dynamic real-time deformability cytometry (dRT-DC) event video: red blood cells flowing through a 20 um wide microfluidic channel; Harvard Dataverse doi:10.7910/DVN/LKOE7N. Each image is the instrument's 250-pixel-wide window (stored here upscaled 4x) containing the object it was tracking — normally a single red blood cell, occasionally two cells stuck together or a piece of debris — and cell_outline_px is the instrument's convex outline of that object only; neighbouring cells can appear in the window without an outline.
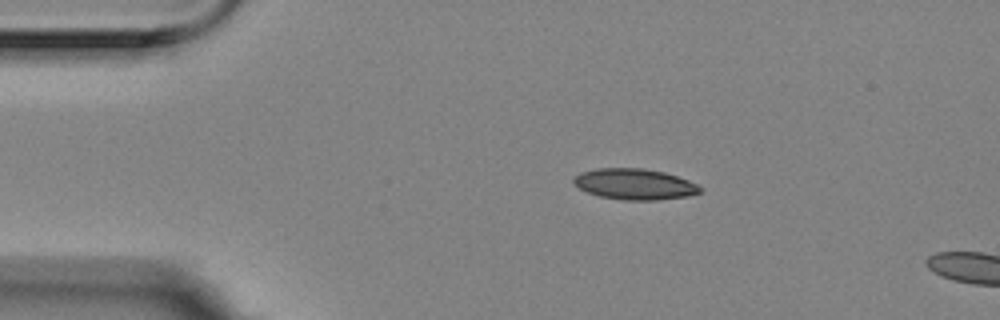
{"species": "Egyptian fruit bat (a non-hibernating species)", "species_latin": "Rousettus aegyptiacus", "temperature_condition": "room temperature", "stored_images_in_passage": 2, "camera_frame_rate_fps": 3000, "um_per_image_px": 0.085, "animal": {"sex": "female"}, "frame": {"image": 1, "passage_image": 1, "time_ms": 0.0, "image_size_px": [1000, 320], "cell_outline_px": [[704, 192], [688, 196], [656, 200], [624, 200], [600, 196], [588, 192], [572, 184], [572, 180], [580, 172], [596, 168], [644, 168], [664, 172], [688, 180], [704, 188]], "centroid_in_image_um": [53.96, 15.65], "position_along_channel_um": 31.0, "area_um2": 22.89}}